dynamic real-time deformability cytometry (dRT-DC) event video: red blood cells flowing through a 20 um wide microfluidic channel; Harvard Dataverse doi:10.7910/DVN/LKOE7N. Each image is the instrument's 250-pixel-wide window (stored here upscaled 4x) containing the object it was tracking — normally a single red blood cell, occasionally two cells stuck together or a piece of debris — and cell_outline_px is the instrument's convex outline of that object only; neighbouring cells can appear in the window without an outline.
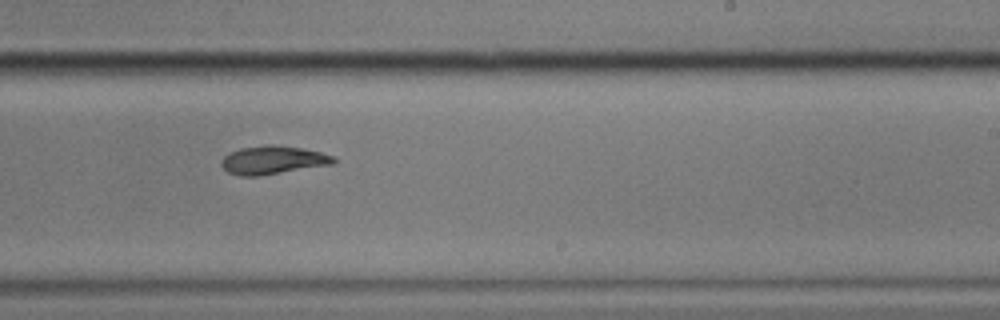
{"species": "common noctule bat (a hibernating species)", "species_latin": "Nyctalus noctula", "temperature_condition": "cold", "stored_images_in_passage": 11, "camera_frame_rate_fps": 3000, "um_per_image_px": 0.085, "animal": {"sex": "male", "body_mass_g": 17.9}, "frame": {"image": 1, "passage_image": 10, "time_ms": 11.333, "image_size_px": [1000, 320], "cell_outline_px": [[336, 160], [332, 164], [260, 176], [240, 176], [228, 172], [220, 164], [220, 160], [228, 152], [240, 148], [272, 144], [300, 148], [320, 152], [336, 156]], "centroid_in_image_um": [23.16, 13.6], "position_along_channel_um": 265.8, "area_um2": 18.55}}
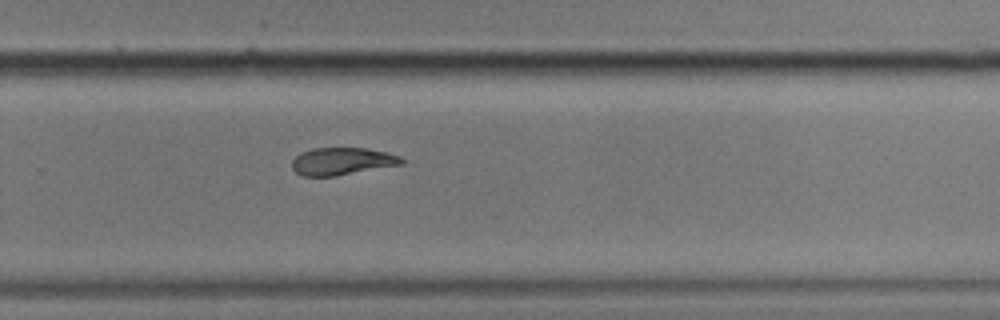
{"frame": {"image": 2, "passage_image": 11, "time_ms": 12.333, "image_size_px": [1000, 320], "cell_outline_px": [[404, 164], [336, 176], [300, 176], [292, 168], [292, 160], [300, 152], [312, 148], [368, 148], [388, 152], [400, 156], [404, 160]], "centroid_in_image_um": [29.08, 13.71], "position_along_channel_um": 300.7, "area_um2": 17.74}}